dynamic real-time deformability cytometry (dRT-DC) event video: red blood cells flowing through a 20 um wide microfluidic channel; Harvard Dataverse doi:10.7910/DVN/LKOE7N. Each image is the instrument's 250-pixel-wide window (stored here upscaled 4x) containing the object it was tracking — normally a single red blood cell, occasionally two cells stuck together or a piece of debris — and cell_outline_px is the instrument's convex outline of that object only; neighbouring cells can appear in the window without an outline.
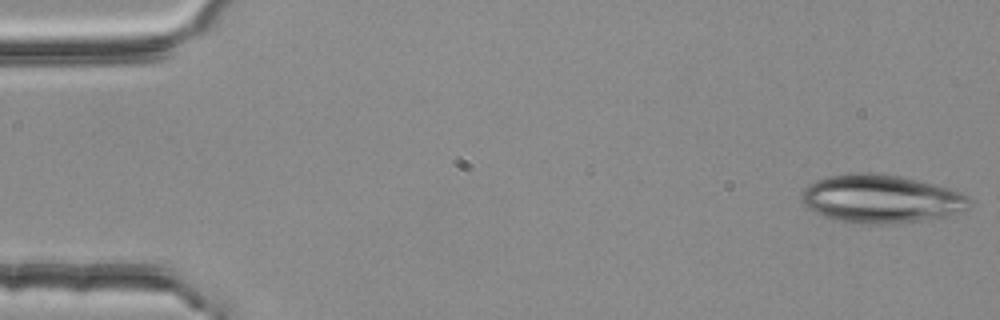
{"species": "common noctule bat (a hibernating species)", "species_latin": "Nyctalus noctula", "temperature_condition": "room temperature", "stored_images_in_passage": 4, "camera_frame_rate_fps": 3000, "um_per_image_px": 0.085, "animal": {"sex": "female", "body_mass_g": 25.1}, "frame": {"image": 1, "passage_image": 1, "time_ms": 0.0, "image_size_px": [1000, 320], "cell_outline_px": [[968, 208], [964, 212], [948, 216], [900, 224], [848, 224], [832, 220], [808, 208], [800, 200], [800, 192], [808, 184], [828, 176], [848, 172], [876, 172], [900, 176], [964, 192], [968, 196]], "centroid_in_image_um": [74.86, 16.92], "position_along_channel_um": 10.1, "area_um2": 48.15}}